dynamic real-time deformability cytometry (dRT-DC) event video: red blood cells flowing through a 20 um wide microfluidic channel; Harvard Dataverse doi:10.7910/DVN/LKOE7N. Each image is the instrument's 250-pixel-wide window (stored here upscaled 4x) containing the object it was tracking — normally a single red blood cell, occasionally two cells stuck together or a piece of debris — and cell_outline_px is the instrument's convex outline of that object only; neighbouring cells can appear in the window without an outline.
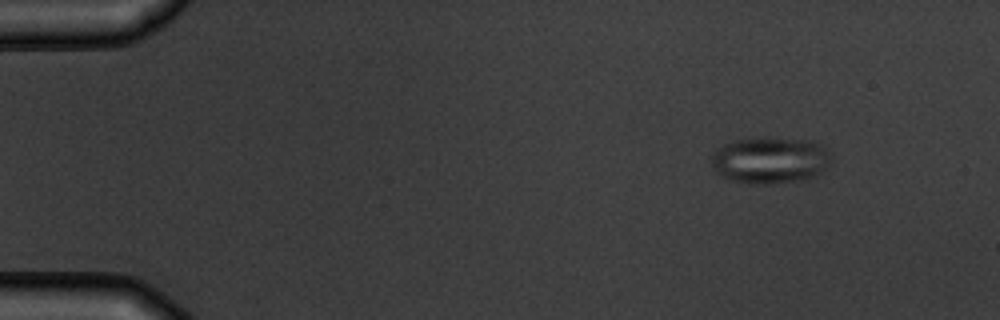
{"species": "common noctule bat (a hibernating species)", "species_latin": "Nyctalus noctula", "temperature_condition": "warm", "stored_images_in_passage": 6, "camera_frame_rate_fps": 3000, "um_per_image_px": 0.085, "animal": {"sex": "male", "body_mass_g": 19.5, "forearm_length_mm": 54.6}, "frame": {"image": 1, "passage_image": 2, "time_ms": 1.0, "image_size_px": [1000, 320], "cell_outline_px": [[832, 160], [820, 172], [804, 180], [768, 184], [748, 184], [728, 180], [716, 172], [712, 168], [712, 156], [716, 148], [724, 144], [736, 140], [764, 136], [816, 140], [824, 144], [832, 156]], "centroid_in_image_um": [65.48, 13.59], "position_along_channel_um": 19.5, "area_um2": 33.35}}